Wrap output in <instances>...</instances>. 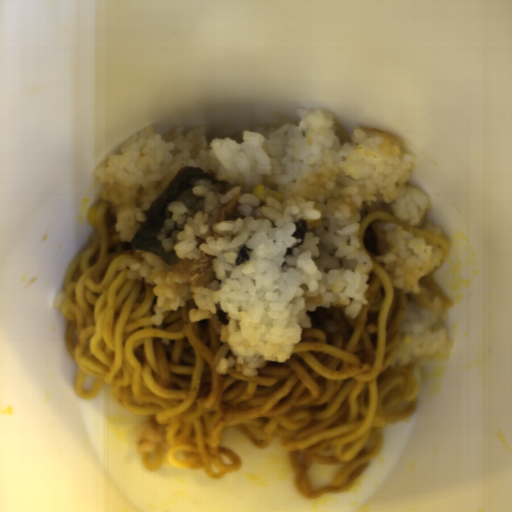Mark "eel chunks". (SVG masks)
Masks as SVG:
<instances>
[{
    "instance_id": "1",
    "label": "eel chunks",
    "mask_w": 512,
    "mask_h": 512,
    "mask_svg": "<svg viewBox=\"0 0 512 512\" xmlns=\"http://www.w3.org/2000/svg\"><path fill=\"white\" fill-rule=\"evenodd\" d=\"M195 181H209L225 187L230 183L204 169L184 166L157 198L130 243L136 249L156 254L177 278L204 288L216 279L213 266L215 256L204 253L200 260L178 258L175 250L165 251L159 240L161 228L170 214L167 206L190 191Z\"/></svg>"
},
{
    "instance_id": "2",
    "label": "eel chunks",
    "mask_w": 512,
    "mask_h": 512,
    "mask_svg": "<svg viewBox=\"0 0 512 512\" xmlns=\"http://www.w3.org/2000/svg\"><path fill=\"white\" fill-rule=\"evenodd\" d=\"M244 193L240 192L233 195L222 207L219 214L214 219L217 222L224 220H237L238 218L244 219V214L239 210L240 205L239 199Z\"/></svg>"
},
{
    "instance_id": "3",
    "label": "eel chunks",
    "mask_w": 512,
    "mask_h": 512,
    "mask_svg": "<svg viewBox=\"0 0 512 512\" xmlns=\"http://www.w3.org/2000/svg\"><path fill=\"white\" fill-rule=\"evenodd\" d=\"M295 225H296V228H295L294 232L291 234V236L293 238L300 239L301 241L296 243L292 247L288 248L286 251V255H292L294 252V248H298L303 244V242L306 238V233L309 230L307 227V220L300 219V220L296 221Z\"/></svg>"
},
{
    "instance_id": "4",
    "label": "eel chunks",
    "mask_w": 512,
    "mask_h": 512,
    "mask_svg": "<svg viewBox=\"0 0 512 512\" xmlns=\"http://www.w3.org/2000/svg\"><path fill=\"white\" fill-rule=\"evenodd\" d=\"M252 249H250L247 245H243L237 258L235 261L236 266L241 265L242 263L248 261L250 259Z\"/></svg>"
}]
</instances>
